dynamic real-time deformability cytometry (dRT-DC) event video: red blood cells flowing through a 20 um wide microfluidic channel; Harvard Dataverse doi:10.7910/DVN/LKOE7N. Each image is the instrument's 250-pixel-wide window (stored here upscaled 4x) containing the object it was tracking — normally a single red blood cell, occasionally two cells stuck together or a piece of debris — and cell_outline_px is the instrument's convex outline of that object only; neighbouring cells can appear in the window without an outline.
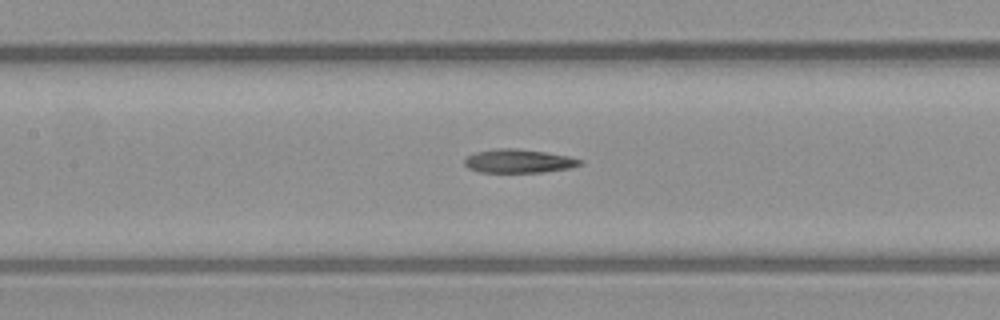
{"species": "common noctule bat (a hibernating species)", "species_latin": "Nyctalus noctula", "temperature_condition": "warm", "stored_images_in_passage": 6, "camera_frame_rate_fps": 3000, "um_per_image_px": 0.085, "animal": {"sex": "male", "body_mass_g": 23.1, "forearm_length_mm": 52.7}, "frame": {"image": 1, "passage_image": 6, "time_ms": 6.667, "image_size_px": [1000, 320], "cell_outline_px": [[584, 164], [568, 168], [544, 172], [480, 172], [468, 168], [464, 164], [464, 160], [468, 156], [476, 152], [500, 148], [516, 148], [544, 152], [568, 156], [584, 160]], "centroid_in_image_um": [44.11, 13.69], "position_along_channel_um": 163.3, "area_um2": 15.84}}